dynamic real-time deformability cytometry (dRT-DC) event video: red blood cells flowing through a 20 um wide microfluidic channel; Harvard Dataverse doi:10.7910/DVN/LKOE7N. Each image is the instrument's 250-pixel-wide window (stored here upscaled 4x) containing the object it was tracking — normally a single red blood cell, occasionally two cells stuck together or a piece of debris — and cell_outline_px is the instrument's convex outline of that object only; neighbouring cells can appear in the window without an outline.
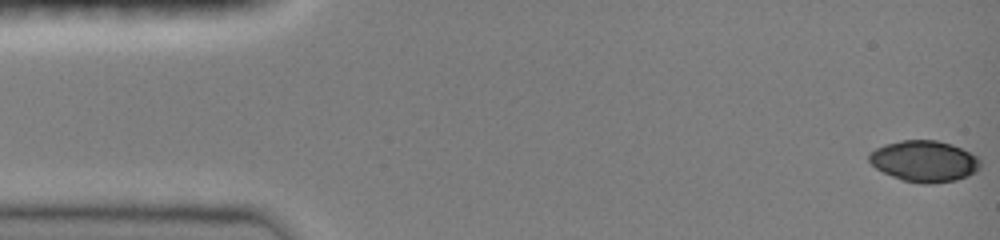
{"species": "common noctule bat (a hibernating species)", "species_latin": "Nyctalus noctula", "temperature_condition": "room temperature", "stored_images_in_passage": 21, "camera_frame_rate_fps": 3000, "um_per_image_px": 0.085, "animal": {"sex": "female", "body_mass_g": 19.0, "forearm_length_mm": 51.5}, "frame": {"image": 1, "passage_image": 1, "time_ms": 0.0, "image_size_px": [1000, 240], "cell_outline_px": [[980, 168], [976, 172], [956, 180], [928, 184], [904, 180], [892, 176], [876, 168], [868, 160], [868, 152], [884, 144], [900, 140], [936, 140], [952, 144], [976, 156], [980, 160]], "centroid_in_image_um": [78.54, 13.69], "position_along_channel_um": 6.5, "area_um2": 26.59}}
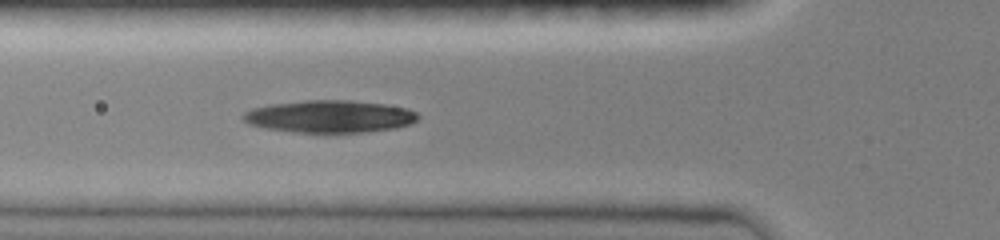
{"frame": {"image": 2, "passage_image": 12, "time_ms": 3.667, "image_size_px": [1000, 240], "cell_outline_px": [[420, 116], [416, 120], [408, 124], [396, 128], [364, 132], [296, 132], [264, 128], [248, 124], [240, 116], [244, 112], [252, 108], [268, 104], [304, 100], [352, 100], [384, 104], [408, 108], [416, 112]], "centroid_in_image_um": [27.99, 9.89], "position_along_channel_um": 97.8, "area_um2": 33.12}}
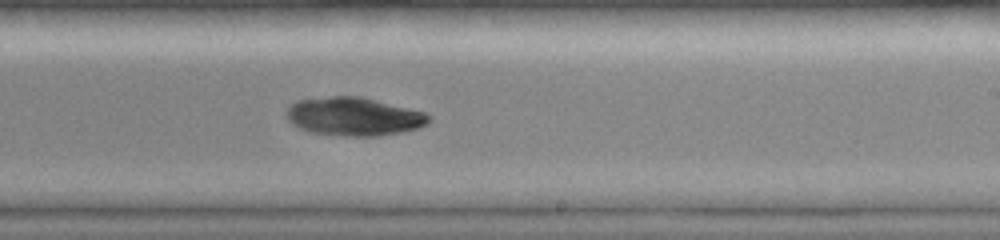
{"frame": {"image": 3, "passage_image": 21, "time_ms": 6.667, "image_size_px": [1000, 240], "cell_outline_px": [[432, 120], [428, 124], [404, 132], [380, 136], [352, 136], [312, 132], [300, 128], [292, 124], [288, 120], [288, 108], [296, 100], [332, 96], [360, 96], [424, 112], [432, 116]], "centroid_in_image_um": [30.12, 9.9], "position_along_channel_um": 258.9, "area_um2": 31.67}}